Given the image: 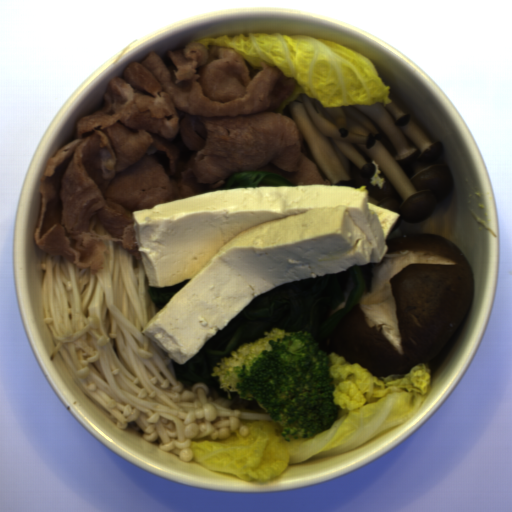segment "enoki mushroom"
<instances>
[{
    "mask_svg": "<svg viewBox=\"0 0 512 512\" xmlns=\"http://www.w3.org/2000/svg\"><path fill=\"white\" fill-rule=\"evenodd\" d=\"M43 323L57 352L86 396L117 429L142 431L144 440L191 462L192 440L225 439L241 420L273 421L245 413L249 402L220 397L204 383L177 379L169 355L142 331L162 308L149 297L145 267L129 249L105 241V263L94 274L68 258L41 253Z\"/></svg>",
    "mask_w": 512,
    "mask_h": 512,
    "instance_id": "obj_1",
    "label": "enoki mushroom"
}]
</instances>
